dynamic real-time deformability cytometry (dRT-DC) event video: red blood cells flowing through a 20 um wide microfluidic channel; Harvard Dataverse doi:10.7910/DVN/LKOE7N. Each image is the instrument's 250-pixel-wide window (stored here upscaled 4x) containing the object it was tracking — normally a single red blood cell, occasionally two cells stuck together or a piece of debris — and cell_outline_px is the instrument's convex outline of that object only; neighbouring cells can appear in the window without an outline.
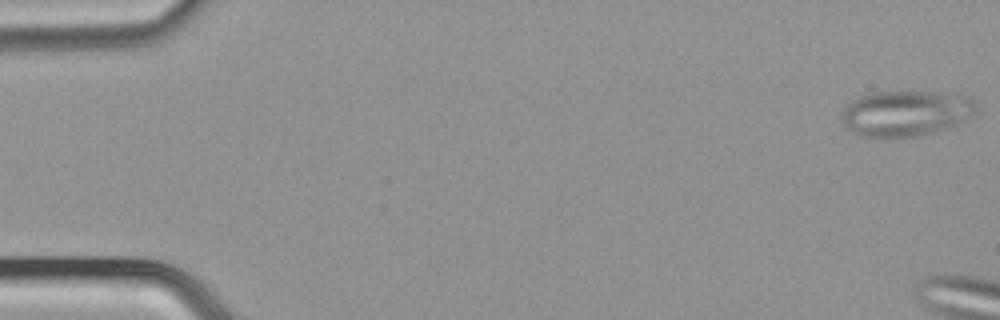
{"species": "common noctule bat (a hibernating species)", "species_latin": "Nyctalus noctula", "temperature_condition": "cold", "stored_images_in_passage": 8, "camera_frame_rate_fps": 3000, "um_per_image_px": 0.085, "animal": {"sex": "male", "body_mass_g": 21.5, "forearm_length_mm": 52.0}, "frame": {"image": 1, "passage_image": 1, "time_ms": 0.0, "image_size_px": [1000, 320], "cell_outline_px": [[976, 100], [972, 112], [968, 116], [956, 124], [920, 136], [896, 140], [880, 140], [860, 136], [844, 128], [840, 120], [840, 116], [844, 108], [852, 100], [860, 96], [872, 92], [936, 92], [968, 96]], "centroid_in_image_um": [76.86, 9.68], "position_along_channel_um": 8.1, "area_um2": 36.47}}